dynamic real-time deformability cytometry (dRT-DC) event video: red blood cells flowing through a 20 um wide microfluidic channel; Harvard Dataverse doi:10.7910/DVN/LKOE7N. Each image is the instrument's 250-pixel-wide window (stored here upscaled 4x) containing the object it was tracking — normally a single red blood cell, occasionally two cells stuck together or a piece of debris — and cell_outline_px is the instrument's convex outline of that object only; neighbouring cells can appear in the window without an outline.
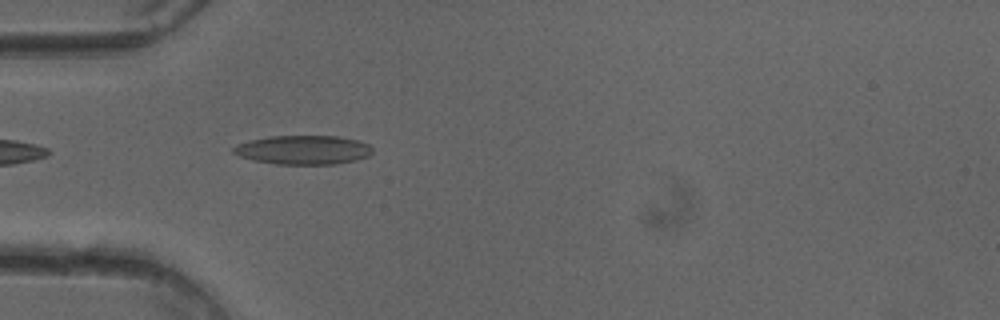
{"species": "common noctule bat (a hibernating species)", "species_latin": "Nyctalus noctula", "temperature_condition": "cold", "stored_images_in_passage": 37, "camera_frame_rate_fps": 3000, "um_per_image_px": 0.085, "animal": {"sex": "female"}, "frame": {"image": 1, "passage_image": 2, "time_ms": 0.333, "image_size_px": [1000, 320], "cell_outline_px": [[372, 152], [368, 156], [356, 160], [336, 164], [276, 164], [252, 160], [240, 156], [232, 152], [232, 148], [236, 144], [248, 140], [268, 136], [336, 136], [356, 140], [368, 144], [372, 148]], "centroid_in_image_um": [25.73, 12.74], "position_along_channel_um": 59.3, "area_um2": 23.58}}
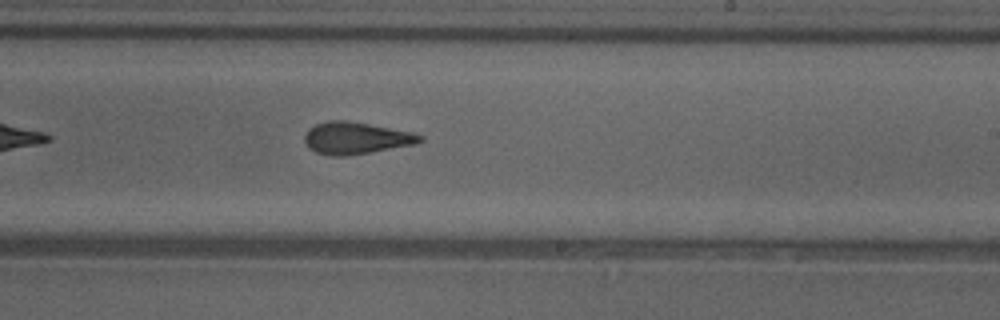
{"frame": {"image": 2, "passage_image": 17, "time_ms": 5.333, "image_size_px": [1000, 320], "cell_outline_px": [[424, 140], [416, 144], [344, 156], [332, 156], [316, 152], [308, 148], [304, 140], [304, 136], [308, 128], [316, 124], [328, 120], [344, 120], [368, 124], [412, 132], [424, 136]], "centroid_in_image_um": [30.23, 11.73], "position_along_channel_um": 258.8, "area_um2": 21.39}}
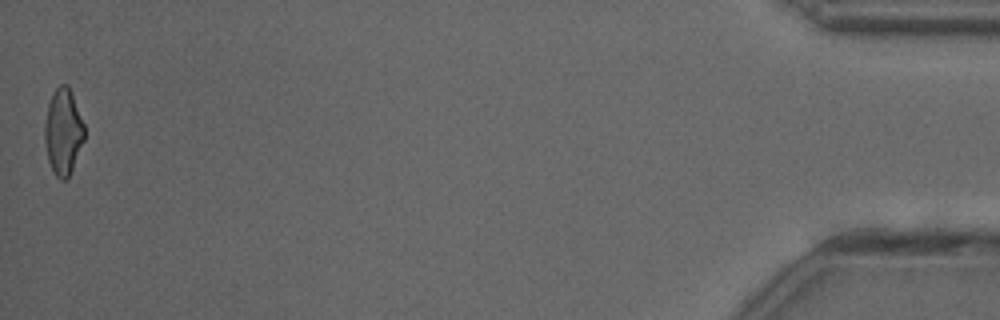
{"frame": {"image": 3, "passage_image": 37, "time_ms": 12.0, "image_size_px": [1000, 320], "cell_outline_px": [[84, 140], [72, 168], [68, 176], [64, 180], [60, 180], [56, 176], [48, 160], [44, 140], [44, 124], [48, 104], [56, 88], [60, 84], [68, 84], [84, 124]], "centroid_in_image_um": [5.36, 11.18], "position_along_channel_um": 429.8, "area_um2": 19.65}, "authors_computed_cell_mechanics": {"area_um2": 21.1548, "velocity_mm_per_s": 4.0418, "shape_relaxation_time_tau1_ms": 10.5743, "shape_relaxation_time_tau2_ms": 2.0682, "deformation_change_tau1": 0.2332, "deformation_change_tau2": 0.099}}